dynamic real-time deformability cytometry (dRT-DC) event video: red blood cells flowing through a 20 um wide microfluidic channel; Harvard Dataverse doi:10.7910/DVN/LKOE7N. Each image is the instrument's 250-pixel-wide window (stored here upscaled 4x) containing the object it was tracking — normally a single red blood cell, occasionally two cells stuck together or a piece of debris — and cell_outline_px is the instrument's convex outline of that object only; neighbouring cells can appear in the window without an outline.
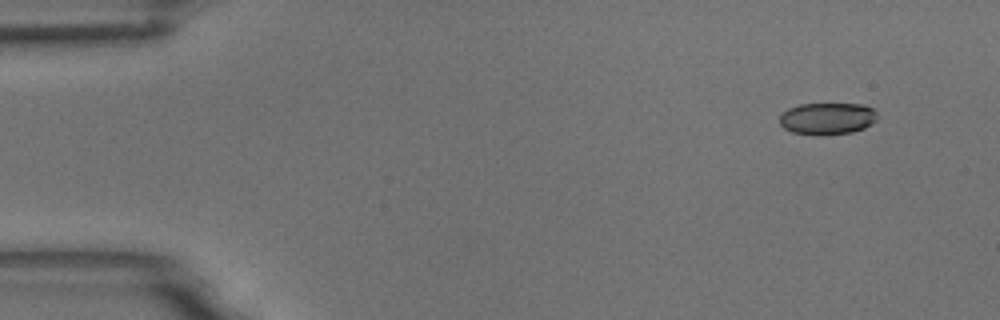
{"species": "common noctule bat (a hibernating species)", "species_latin": "Nyctalus noctula", "temperature_condition": "room temperature", "stored_images_in_passage": 5, "camera_frame_rate_fps": 3000, "um_per_image_px": 0.085, "animal": {"sex": "male", "body_mass_g": 18.8}, "frame": {"image": 1, "passage_image": 1, "time_ms": 0.0, "image_size_px": [1000, 320], "cell_outline_px": [[876, 120], [872, 124], [864, 128], [852, 132], [820, 136], [816, 136], [792, 132], [784, 128], [780, 124], [780, 116], [788, 108], [800, 104], [864, 104], [872, 108], [876, 112]], "centroid_in_image_um": [70.32, 10.09], "position_along_channel_um": 14.7, "area_um2": 18.32}}
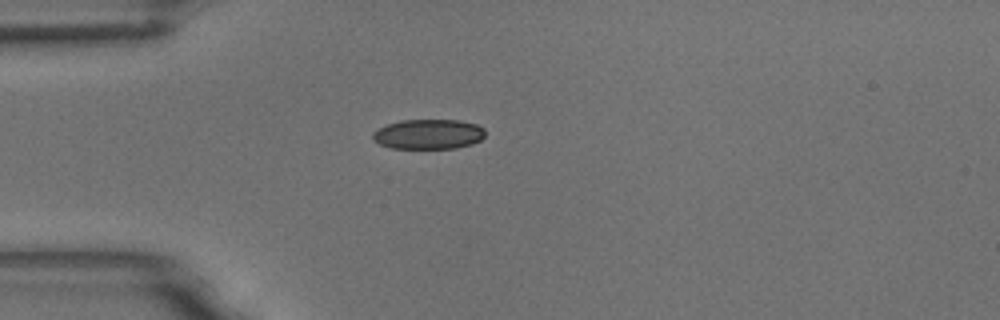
{"frame": {"image": 2, "passage_image": 4, "time_ms": 1.0, "image_size_px": [1000, 320], "cell_outline_px": [[484, 136], [480, 140], [472, 144], [456, 148], [392, 148], [380, 144], [372, 140], [372, 132], [388, 124], [400, 120], [460, 120], [476, 124], [484, 128]], "centroid_in_image_um": [36.42, 11.4], "position_along_channel_um": 48.6, "area_um2": 19.59}}